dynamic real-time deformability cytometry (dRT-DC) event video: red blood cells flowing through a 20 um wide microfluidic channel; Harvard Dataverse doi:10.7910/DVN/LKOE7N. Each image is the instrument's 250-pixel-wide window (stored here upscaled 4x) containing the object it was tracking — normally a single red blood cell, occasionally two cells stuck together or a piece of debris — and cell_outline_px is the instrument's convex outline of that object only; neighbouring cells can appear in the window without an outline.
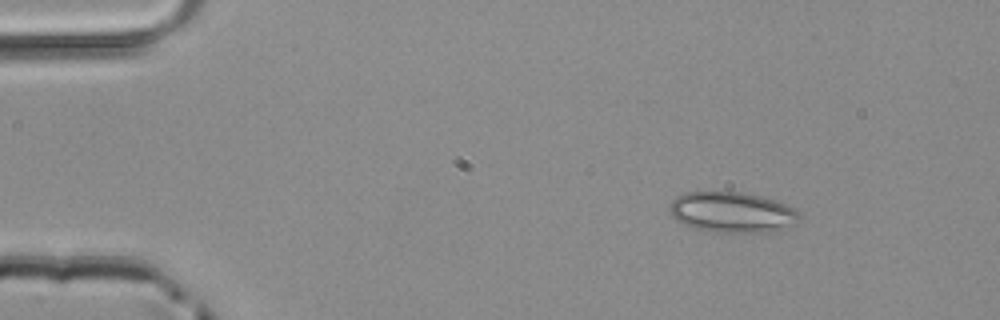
{"species": "common noctule bat (a hibernating species)", "species_latin": "Nyctalus noctula", "temperature_condition": "room temperature", "stored_images_in_passage": 44, "camera_frame_rate_fps": 3000, "um_per_image_px": 0.085, "animal": {"sex": "male", "body_mass_g": 20.4}, "frame": {"image": 1, "passage_image": 1, "time_ms": 0.0, "image_size_px": [1000, 320], "cell_outline_px": [[804, 216], [796, 224], [776, 232], [712, 232], [680, 224], [672, 216], [668, 208], [672, 200], [676, 196], [684, 192], [744, 192], [760, 196], [796, 208]], "centroid_in_image_um": [62.26, 18.05], "position_along_channel_um": 22.7, "area_um2": 31.21}}
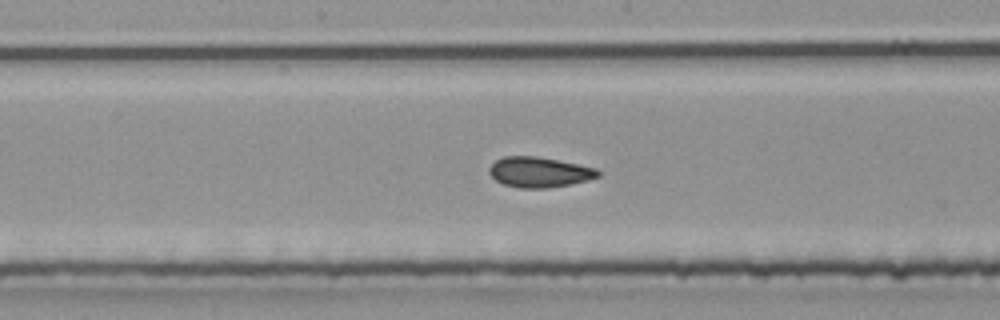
{"frame": {"image": 2, "passage_image": 20, "time_ms": 6.333, "image_size_px": [1000, 320], "cell_outline_px": [[600, 176], [588, 180], [568, 184], [544, 188], [520, 188], [504, 184], [496, 180], [488, 172], [488, 168], [496, 160], [504, 156], [536, 156], [596, 168], [600, 172]], "centroid_in_image_um": [45.81, 14.63], "position_along_channel_um": 202.4, "area_um2": 18.96}}
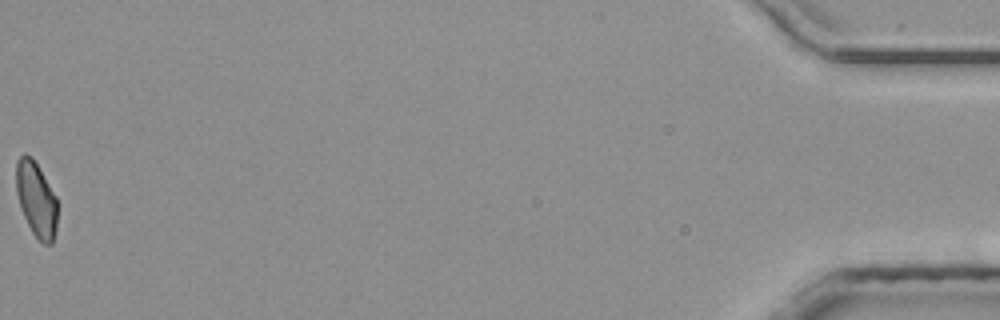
{"frame": {"image": 3, "passage_image": 44, "time_ms": 14.333, "image_size_px": [1000, 320], "cell_outline_px": [[56, 228], [52, 244], [44, 244], [32, 232], [20, 208], [16, 192], [16, 160], [24, 152], [32, 156], [56, 196]], "centroid_in_image_um": [3.06, 16.9], "position_along_channel_um": 432.1, "area_um2": 17.98}}